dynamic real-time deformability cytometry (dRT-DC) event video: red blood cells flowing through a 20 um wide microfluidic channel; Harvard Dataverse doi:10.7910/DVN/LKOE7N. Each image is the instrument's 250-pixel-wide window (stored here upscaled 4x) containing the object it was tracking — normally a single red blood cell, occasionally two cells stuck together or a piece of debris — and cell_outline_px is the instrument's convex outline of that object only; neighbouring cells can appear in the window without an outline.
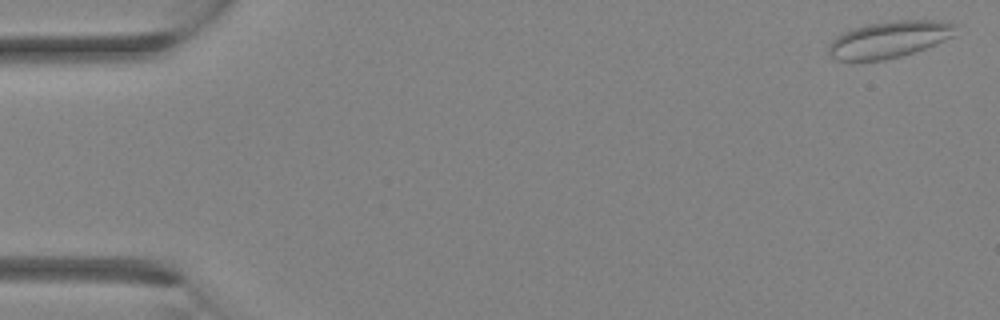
{"species": "Egyptian fruit bat (a non-hibernating species)", "species_latin": "Rousettus aegyptiacus", "temperature_condition": "room temperature", "stored_images_in_passage": 20, "camera_frame_rate_fps": 3000, "um_per_image_px": 0.085, "animal": {"sex": "female"}, "frame": {"image": 1, "passage_image": 1, "time_ms": 0.0, "image_size_px": [1000, 320], "cell_outline_px": [[956, 36], [936, 44], [900, 56], [880, 60], [836, 60], [828, 56], [828, 44], [836, 36], [852, 28], [864, 24], [892, 20], [944, 20], [956, 24]], "centroid_in_image_um": [75.59, 3.33], "position_along_channel_um": 9.4, "area_um2": 27.46}}
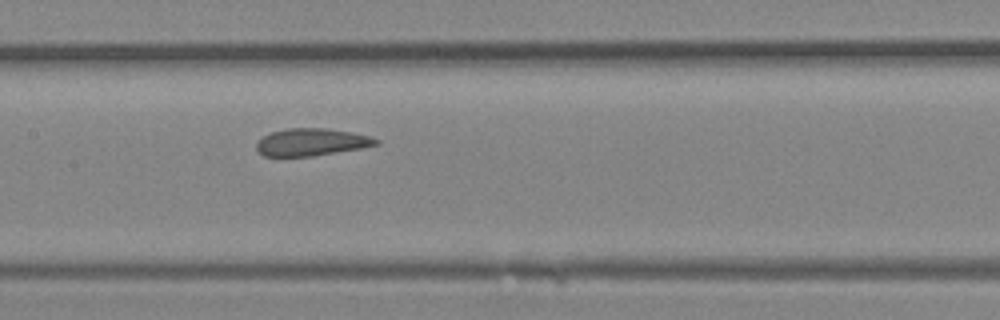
{"frame": {"image": 2, "passage_image": 16, "time_ms": 5.0, "image_size_px": [1000, 320], "cell_outline_px": [[380, 144], [360, 148], [312, 156], [264, 156], [256, 148], [256, 144], [264, 136], [272, 132], [288, 128], [328, 128], [352, 132], [372, 136], [380, 140]], "centroid_in_image_um": [26.52, 12.07], "position_along_channel_um": 180.9, "area_um2": 18.96}}
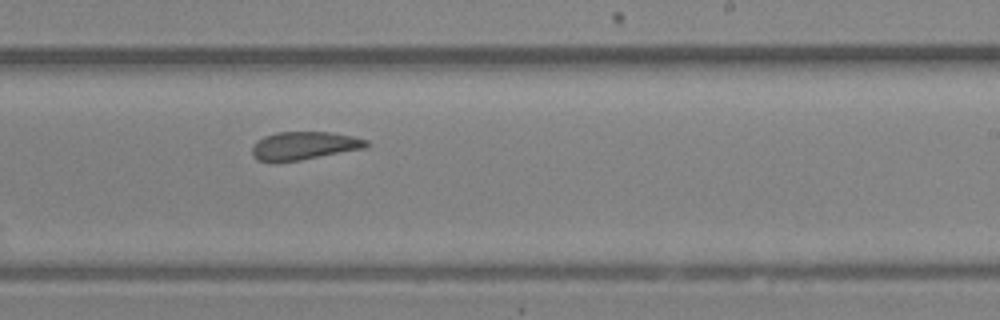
{"frame": {"image": 3, "passage_image": 20, "time_ms": 6.333, "image_size_px": [1000, 320], "cell_outline_px": [[368, 148], [300, 160], [256, 160], [252, 156], [252, 144], [256, 140], [264, 136], [276, 132], [328, 132], [352, 136], [368, 140]], "centroid_in_image_um": [25.86, 12.37], "position_along_channel_um": 263.1, "area_um2": 18.61}}